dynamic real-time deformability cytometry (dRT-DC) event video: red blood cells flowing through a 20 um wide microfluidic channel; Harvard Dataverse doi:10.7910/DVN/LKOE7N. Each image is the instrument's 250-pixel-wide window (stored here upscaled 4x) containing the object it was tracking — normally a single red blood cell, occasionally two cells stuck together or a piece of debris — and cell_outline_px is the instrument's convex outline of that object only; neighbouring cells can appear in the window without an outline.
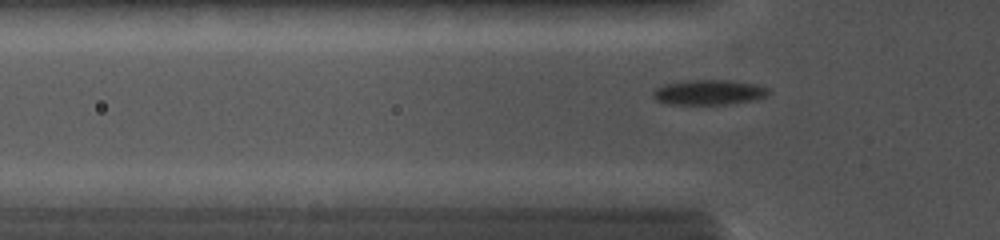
{"species": "common noctule bat (a hibernating species)", "species_latin": "Nyctalus noctula", "temperature_condition": "cold", "stored_images_in_passage": 78, "camera_frame_rate_fps": 5000, "um_per_image_px": 0.085, "animal": {"sex": "female", "body_mass_g": 19.0, "forearm_length_mm": 56.7}, "frame": {"image": 1, "passage_image": 15, "time_ms": 1.6, "image_size_px": [1000, 240], "cell_outline_px": [[772, 92], [764, 96], [752, 100], [728, 104], [668, 104], [656, 100], [652, 96], [652, 92], [656, 88], [664, 84], [688, 80], [728, 80], [756, 84], [768, 88]], "centroid_in_image_um": [60.23, 7.84], "position_along_channel_um": 65.6, "area_um2": 16.82}}
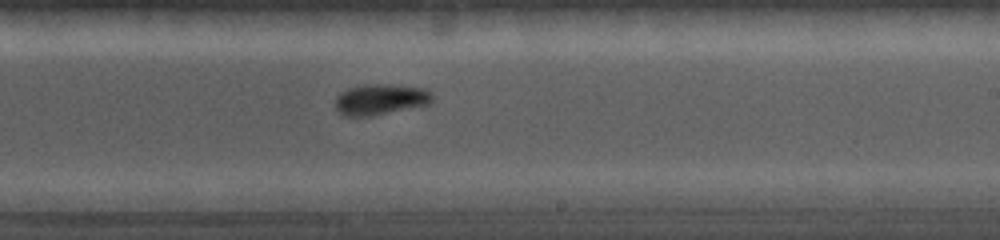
{"frame": {"image": 2, "passage_image": 51, "time_ms": 6.0, "image_size_px": [1000, 240], "cell_outline_px": [[432, 100], [428, 104], [372, 116], [344, 116], [336, 108], [336, 96], [340, 92], [348, 88], [368, 84], [384, 84], [424, 88], [432, 92]], "centroid_in_image_um": [32.32, 8.45], "position_along_channel_um": 256.7, "area_um2": 17.28}}
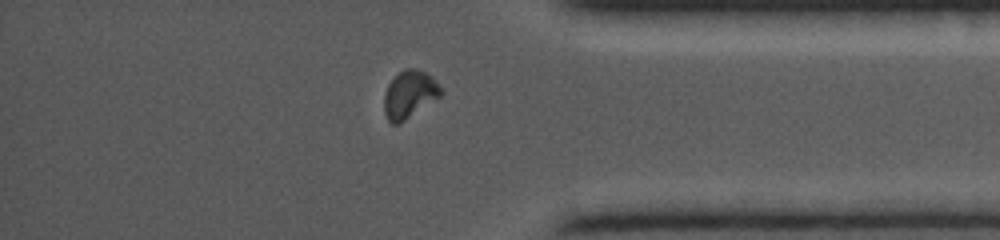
{"frame": {"image": 3, "passage_image": 73, "time_ms": 9.4, "image_size_px": [1000, 240], "cell_outline_px": [[444, 92], [440, 96], [404, 120], [396, 124], [392, 124], [388, 120], [384, 112], [384, 96], [388, 84], [404, 68], [416, 68], [432, 76]], "centroid_in_image_um": [34.8, 8.0], "position_along_channel_um": 400.4, "area_um2": 15.43}}